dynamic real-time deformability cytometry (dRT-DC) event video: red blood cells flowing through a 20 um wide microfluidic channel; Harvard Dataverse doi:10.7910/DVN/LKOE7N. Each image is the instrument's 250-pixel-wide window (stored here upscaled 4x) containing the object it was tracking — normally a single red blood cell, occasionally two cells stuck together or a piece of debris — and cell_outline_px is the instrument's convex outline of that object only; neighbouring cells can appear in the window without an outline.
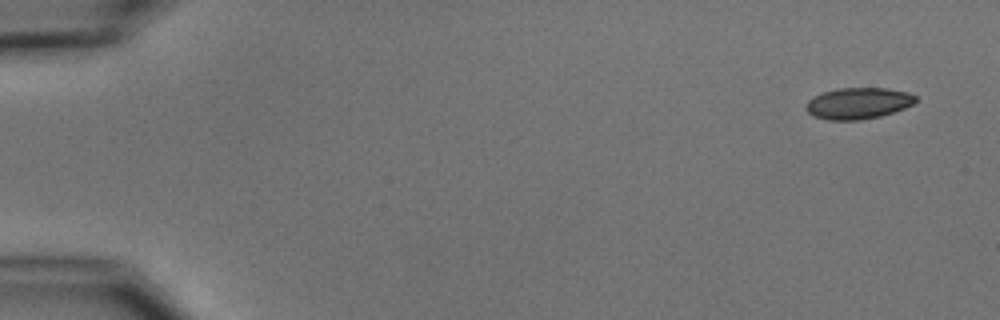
{"species": "common noctule bat (a hibernating species)", "species_latin": "Nyctalus noctula", "temperature_condition": "cold", "stored_images_in_passage": 10, "camera_frame_rate_fps": 3000, "um_per_image_px": 0.085, "animal": {"sex": "male", "body_mass_g": 15.6}, "frame": {"image": 1, "passage_image": 1, "time_ms": 0.0, "image_size_px": [1000, 320], "cell_outline_px": [[916, 100], [912, 104], [904, 108], [880, 116], [860, 120], [828, 120], [812, 116], [804, 108], [804, 104], [808, 100], [824, 92], [836, 88], [888, 88], [908, 92], [916, 96]], "centroid_in_image_um": [72.91, 8.78], "position_along_channel_um": 12.1, "area_um2": 20.06}}